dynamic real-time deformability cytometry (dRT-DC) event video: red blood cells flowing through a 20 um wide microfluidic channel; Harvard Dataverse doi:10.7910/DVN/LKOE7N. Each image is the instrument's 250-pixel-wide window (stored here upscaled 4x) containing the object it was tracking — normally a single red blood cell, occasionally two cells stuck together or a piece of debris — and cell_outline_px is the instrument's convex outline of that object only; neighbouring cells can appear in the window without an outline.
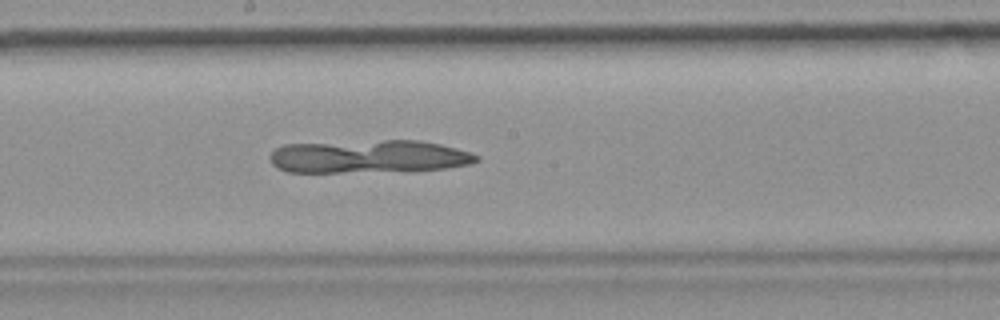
{"species": "common noctule bat (a hibernating species)", "species_latin": "Nyctalus noctula", "temperature_condition": "room temperature", "stored_images_in_passage": 51, "camera_frame_rate_fps": 3000, "um_per_image_px": 0.085, "animal": {"sex": "female", "body_mass_g": 19.9}, "frame": {"image": 1, "passage_image": 28, "time_ms": 9.0, "image_size_px": [1000, 320], "cell_outline_px": [[480, 160], [472, 164], [448, 168], [340, 172], [288, 172], [272, 164], [272, 152], [276, 148], [284, 144], [384, 140], [416, 140], [440, 144], [468, 152], [480, 156]], "centroid_in_image_um": [31.36, 13.29], "position_along_channel_um": 216.8, "area_um2": 39.19}}